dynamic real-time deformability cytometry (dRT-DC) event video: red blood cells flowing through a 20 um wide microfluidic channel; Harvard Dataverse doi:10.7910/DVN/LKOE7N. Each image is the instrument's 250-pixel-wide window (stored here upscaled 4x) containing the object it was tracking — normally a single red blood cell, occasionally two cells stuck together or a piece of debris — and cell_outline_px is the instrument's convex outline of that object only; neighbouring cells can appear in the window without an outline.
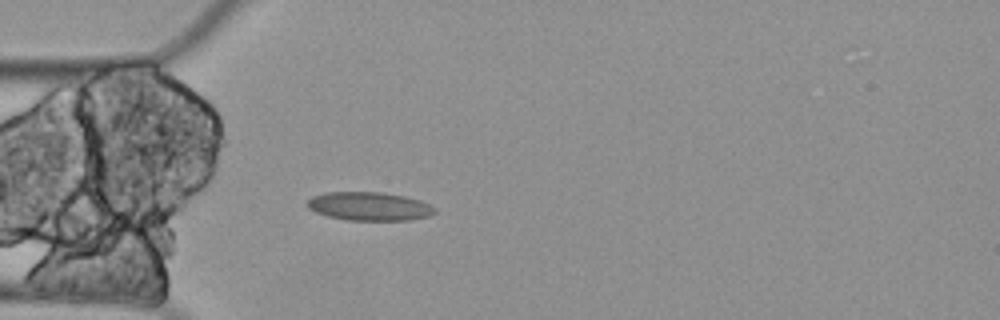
{"species": "Egyptian fruit bat (a non-hibernating species)", "species_latin": "Rousettus aegyptiacus", "temperature_condition": "cold", "stored_images_in_passage": 4, "camera_frame_rate_fps": 3000, "um_per_image_px": 0.085, "animal": {"sex": "female"}, "frame": {"image": 1, "passage_image": 4, "time_ms": 1.0, "image_size_px": [1000, 320], "cell_outline_px": [[436, 212], [428, 216], [412, 220], [348, 220], [328, 216], [316, 212], [308, 208], [304, 204], [312, 196], [324, 192], [380, 192], [404, 196], [420, 200], [436, 208]], "centroid_in_image_um": [31.37, 17.53], "position_along_channel_um": 53.6, "area_um2": 21.27}}